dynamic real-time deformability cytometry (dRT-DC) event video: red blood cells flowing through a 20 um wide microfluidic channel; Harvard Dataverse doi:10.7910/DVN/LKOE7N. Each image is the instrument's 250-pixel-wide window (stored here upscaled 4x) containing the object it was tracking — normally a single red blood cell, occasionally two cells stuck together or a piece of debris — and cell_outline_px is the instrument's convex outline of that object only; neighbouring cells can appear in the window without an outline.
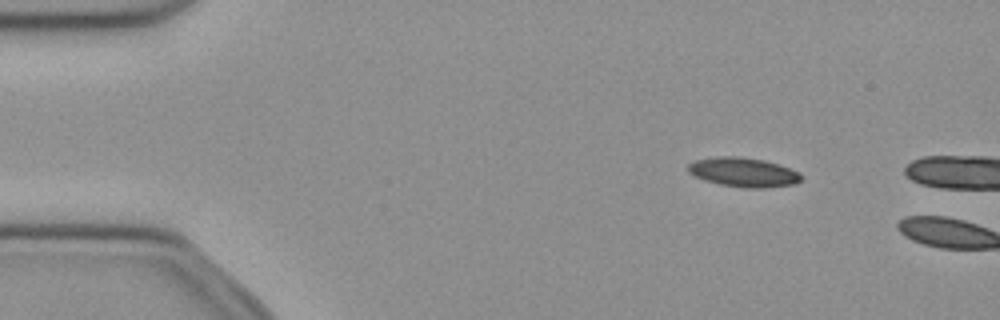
{"species": "common noctule bat (a hibernating species)", "species_latin": "Nyctalus noctula", "temperature_condition": "cold", "stored_images_in_passage": 3, "camera_frame_rate_fps": 3000, "um_per_image_px": 0.085, "animal": {"sex": "female", "body_mass_g": 21.9}, "frame": {"image": 1, "passage_image": 1, "time_ms": 0.0, "image_size_px": [1000, 320], "cell_outline_px": [[800, 180], [792, 184], [764, 188], [744, 188], [720, 184], [704, 180], [688, 172], [688, 164], [696, 160], [716, 156], [740, 156], [764, 160], [800, 172]], "centroid_in_image_um": [63.15, 14.63], "position_along_channel_um": 21.8, "area_um2": 19.13}}